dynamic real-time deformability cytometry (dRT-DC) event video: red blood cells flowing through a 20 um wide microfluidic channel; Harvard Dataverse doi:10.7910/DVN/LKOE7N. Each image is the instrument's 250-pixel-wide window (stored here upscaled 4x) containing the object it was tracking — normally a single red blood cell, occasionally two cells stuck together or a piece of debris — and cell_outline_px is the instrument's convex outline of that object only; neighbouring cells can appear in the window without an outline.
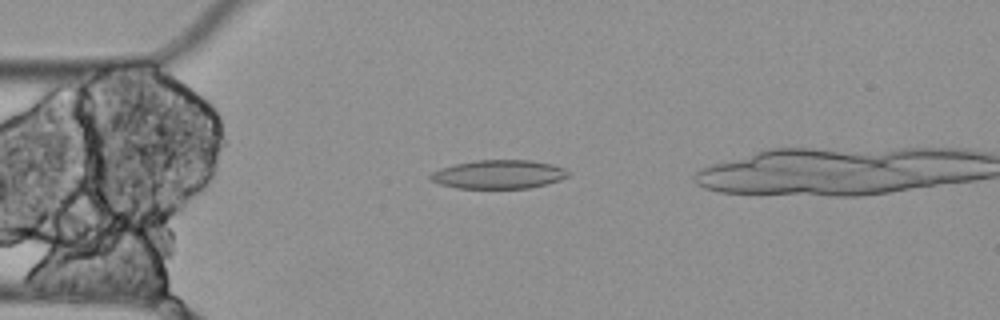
{"species": "Egyptian fruit bat (a non-hibernating species)", "species_latin": "Rousettus aegyptiacus", "temperature_condition": "cold", "stored_images_in_passage": 3, "camera_frame_rate_fps": 3000, "um_per_image_px": 0.085, "animal": {"sex": "female"}, "frame": {"image": 1, "passage_image": 3, "time_ms": 0.667, "image_size_px": [1000, 320], "cell_outline_px": [[572, 172], [568, 176], [560, 180], [528, 188], [456, 188], [440, 184], [428, 180], [428, 176], [432, 172], [440, 168], [456, 164], [476, 160], [532, 160], [552, 164], [564, 168]], "centroid_in_image_um": [42.38, 14.81], "position_along_channel_um": 42.6, "area_um2": 23.12}}